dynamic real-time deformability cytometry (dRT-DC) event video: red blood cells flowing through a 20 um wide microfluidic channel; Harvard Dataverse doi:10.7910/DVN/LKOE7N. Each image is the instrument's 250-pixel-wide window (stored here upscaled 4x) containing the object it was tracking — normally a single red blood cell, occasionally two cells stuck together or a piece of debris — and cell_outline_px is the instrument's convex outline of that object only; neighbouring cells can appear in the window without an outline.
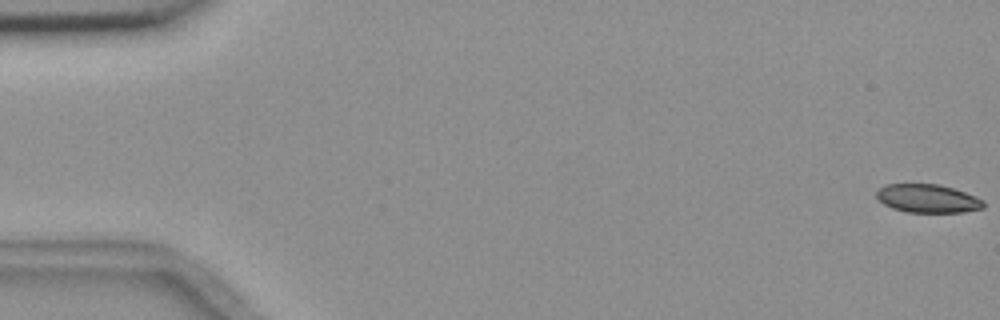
{"species": "common noctule bat (a hibernating species)", "species_latin": "Nyctalus noctula", "temperature_condition": "room temperature", "stored_images_in_passage": 10, "camera_frame_rate_fps": 3000, "um_per_image_px": 0.085, "animal": {"sex": "female", "body_mass_g": 18.4}, "frame": {"image": 1, "passage_image": 1, "time_ms": 0.0, "image_size_px": [1000, 320], "cell_outline_px": [[984, 208], [964, 212], [908, 212], [892, 208], [884, 204], [876, 196], [876, 192], [880, 188], [888, 184], [940, 184], [964, 192], [984, 200]], "centroid_in_image_um": [78.87, 16.87], "position_along_channel_um": 6.1, "area_um2": 17.57}}
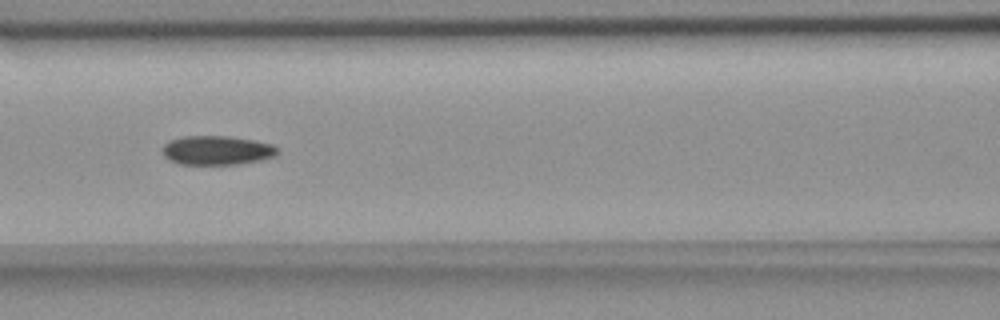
{"frame": {"image": 2, "passage_image": 8, "time_ms": 8.0, "image_size_px": [1000, 320], "cell_outline_px": [[280, 152], [276, 156], [260, 160], [240, 164], [180, 164], [168, 160], [164, 156], [160, 148], [168, 140], [184, 136], [232, 136], [272, 144], [280, 148]], "centroid_in_image_um": [18.43, 12.77], "position_along_channel_um": 148.2, "area_um2": 19.88}}
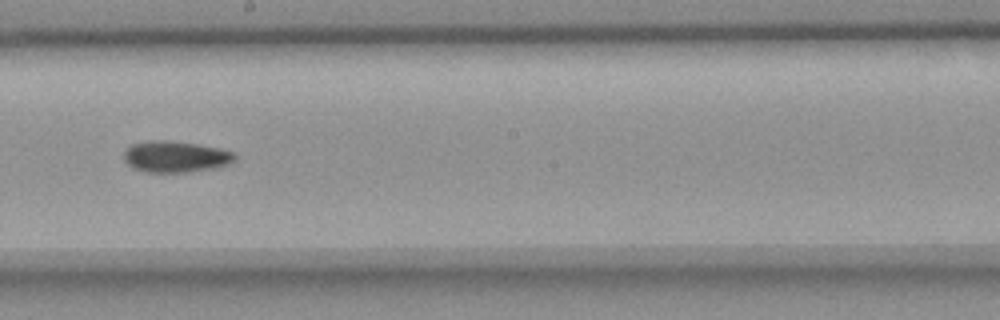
{"frame": {"image": 3, "passage_image": 10, "time_ms": 10.333, "image_size_px": [1000, 320], "cell_outline_px": [[236, 160], [228, 164], [216, 168], [188, 172], [144, 172], [132, 168], [124, 160], [124, 152], [132, 144], [148, 140], [168, 140], [196, 144], [220, 148], [232, 152], [236, 156]], "centroid_in_image_um": [14.91, 13.32], "position_along_channel_um": 233.3, "area_um2": 20.35}}